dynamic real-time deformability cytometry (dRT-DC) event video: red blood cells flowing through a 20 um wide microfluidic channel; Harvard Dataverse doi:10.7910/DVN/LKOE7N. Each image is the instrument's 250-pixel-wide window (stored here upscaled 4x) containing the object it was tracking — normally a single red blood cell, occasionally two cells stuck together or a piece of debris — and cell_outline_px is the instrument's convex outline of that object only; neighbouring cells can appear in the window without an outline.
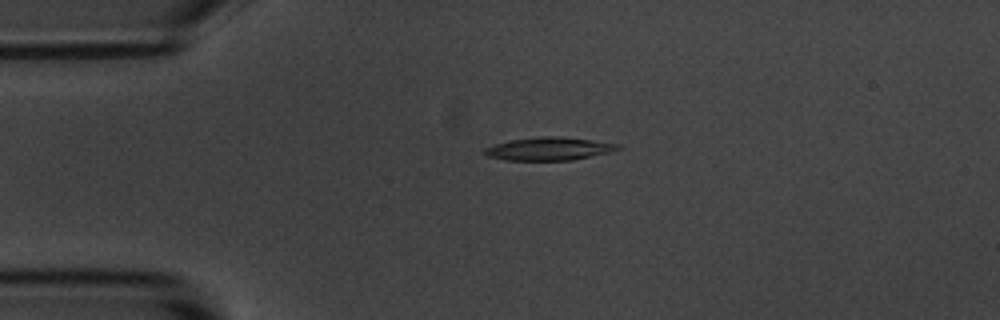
{"species": "common noctule bat (a hibernating species)", "species_latin": "Nyctalus noctula", "temperature_condition": "room temperature", "stored_images_in_passage": 4, "camera_frame_rate_fps": 3000, "um_per_image_px": 0.085, "animal": {"sex": "male", "body_mass_g": 20.1, "forearm_length_mm": 53.5}, "frame": {"image": 1, "passage_image": 3, "time_ms": 2.333, "image_size_px": [1000, 320], "cell_outline_px": [[624, 148], [612, 152], [572, 160], [504, 160], [488, 156], [484, 152], [484, 148], [508, 140], [540, 136], [556, 136], [620, 144]], "centroid_in_image_um": [46.69, 12.65], "position_along_channel_um": 38.3, "area_um2": 17.86}}